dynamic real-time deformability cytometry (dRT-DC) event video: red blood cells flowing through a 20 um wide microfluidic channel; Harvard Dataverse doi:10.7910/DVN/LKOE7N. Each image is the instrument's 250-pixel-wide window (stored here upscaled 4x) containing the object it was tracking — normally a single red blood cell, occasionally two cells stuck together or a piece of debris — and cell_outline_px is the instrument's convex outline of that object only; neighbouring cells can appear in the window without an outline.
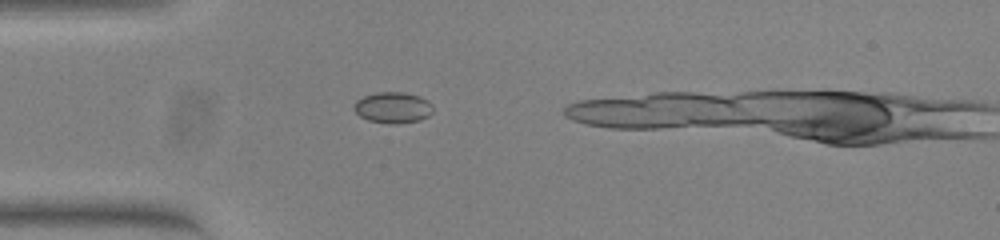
{"species": "common noctule bat (a hibernating species)", "species_latin": "Nyctalus noctula", "temperature_condition": "warm", "stored_images_in_passage": 19, "camera_frame_rate_fps": 3000, "um_per_image_px": 0.085, "animal": {"sex": "female", "body_mass_g": 23.0, "forearm_length_mm": 53.4}, "frame": {"image": 1, "passage_image": 1, "time_ms": 0.0, "image_size_px": [1000, 240], "cell_outline_px": [[432, 112], [428, 116], [420, 120], [396, 124], [388, 124], [368, 120], [360, 116], [352, 108], [352, 104], [356, 100], [364, 96], [376, 92], [404, 92], [420, 96], [428, 100], [432, 104]], "centroid_in_image_um": [33.38, 9.14], "position_along_channel_um": 51.6, "area_um2": 14.51}}
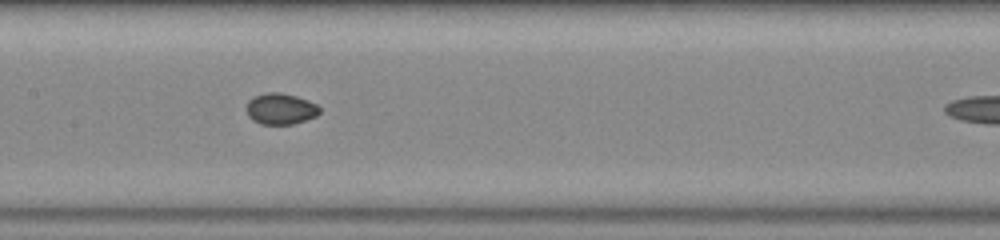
{"frame": {"image": 2, "passage_image": 12, "time_ms": 3.667, "image_size_px": [1000, 240], "cell_outline_px": [[320, 112], [316, 116], [292, 124], [260, 124], [252, 120], [248, 116], [248, 100], [256, 96], [268, 92], [280, 92], [296, 96], [308, 100], [316, 104], [320, 108]], "centroid_in_image_um": [23.86, 9.25], "position_along_channel_um": 183.5, "area_um2": 13.12}}
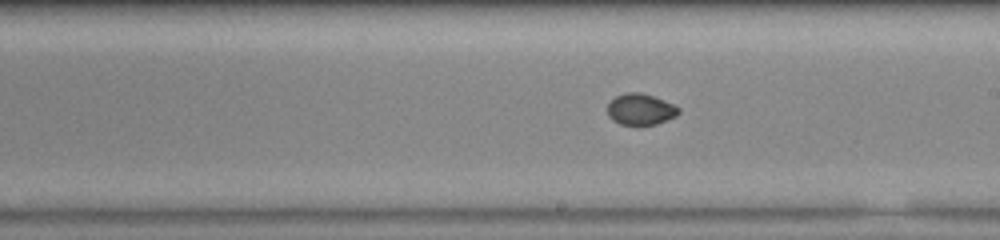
{"frame": {"image": 3, "passage_image": 16, "time_ms": 5.0, "image_size_px": [1000, 240], "cell_outline_px": [[680, 112], [676, 116], [656, 124], [620, 124], [612, 120], [608, 116], [608, 104], [616, 96], [624, 92], [640, 92], [676, 104], [680, 108]], "centroid_in_image_um": [54.46, 9.28], "position_along_channel_um": 234.5, "area_um2": 12.95}}